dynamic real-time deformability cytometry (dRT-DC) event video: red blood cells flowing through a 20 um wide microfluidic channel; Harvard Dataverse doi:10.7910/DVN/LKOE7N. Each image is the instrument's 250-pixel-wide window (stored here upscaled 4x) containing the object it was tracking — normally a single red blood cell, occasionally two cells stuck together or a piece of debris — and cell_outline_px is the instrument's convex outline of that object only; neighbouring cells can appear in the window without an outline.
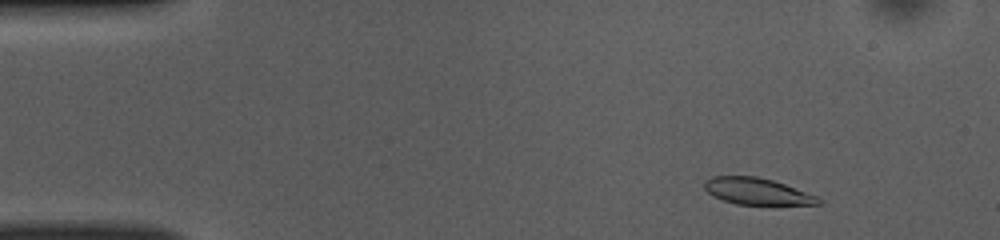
{"species": "common noctule bat (a hibernating species)", "species_latin": "Nyctalus noctula", "temperature_condition": "room temperature", "stored_images_in_passage": 49, "camera_frame_rate_fps": 3000, "um_per_image_px": 0.085, "animal": {"sex": "female", "body_mass_g": 10.0, "forearm_length_mm": 53.1}, "frame": {"image": 1, "passage_image": 4, "time_ms": 1.0, "image_size_px": [1000, 240], "cell_outline_px": [[824, 200], [820, 204], [776, 208], [736, 204], [712, 196], [704, 188], [704, 180], [712, 176], [756, 176], [772, 180], [784, 184], [816, 196]], "centroid_in_image_um": [64.42, 16.33], "position_along_channel_um": 20.6, "area_um2": 18.67}}
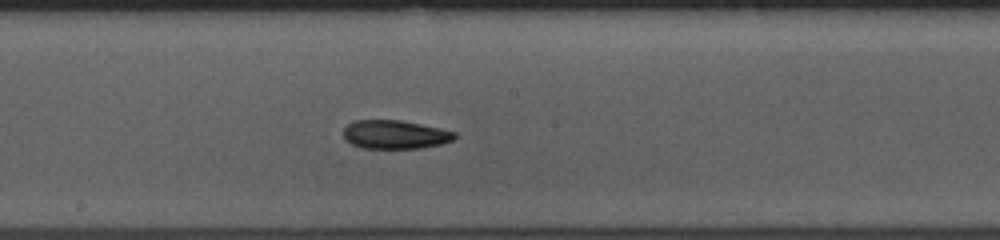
{"frame": {"image": 2, "passage_image": 25, "time_ms": 8.0, "image_size_px": [1000, 240], "cell_outline_px": [[456, 136], [452, 140], [440, 144], [420, 148], [364, 148], [352, 144], [344, 140], [344, 128], [352, 120], [400, 120], [440, 128], [456, 132]], "centroid_in_image_um": [33.55, 11.43], "position_along_channel_um": 214.7, "area_um2": 18.5}}
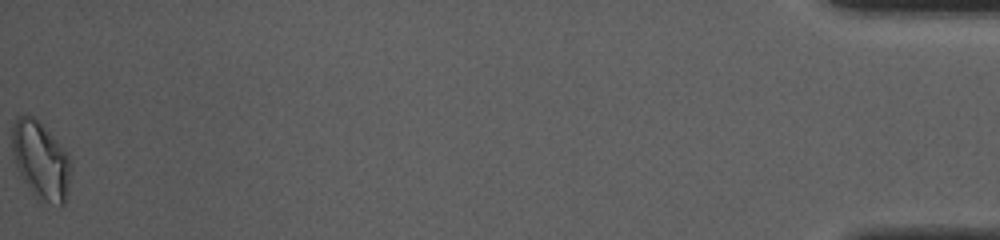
{"frame": {"image": 3, "passage_image": 49, "time_ms": 16.0, "image_size_px": [1000, 240], "cell_outline_px": [[68, 180], [64, 204], [60, 208], [40, 204], [24, 180], [16, 164], [12, 152], [12, 128], [16, 120], [20, 116], [32, 116], [48, 132], [68, 156]], "centroid_in_image_um": [3.43, 13.73], "position_along_channel_um": 431.8, "area_um2": 25.78}, "authors_computed_cell_mechanics": {"area_um2": 18.9584, "velocity_mm_per_s": 3.9293, "shape_relaxation_time_tau1_ms": 4.0937, "shape_relaxation_time_tau2_ms": 5.0975, "deformation_change_tau1": 0.1242, "deformation_change_tau2": 0.1057}}